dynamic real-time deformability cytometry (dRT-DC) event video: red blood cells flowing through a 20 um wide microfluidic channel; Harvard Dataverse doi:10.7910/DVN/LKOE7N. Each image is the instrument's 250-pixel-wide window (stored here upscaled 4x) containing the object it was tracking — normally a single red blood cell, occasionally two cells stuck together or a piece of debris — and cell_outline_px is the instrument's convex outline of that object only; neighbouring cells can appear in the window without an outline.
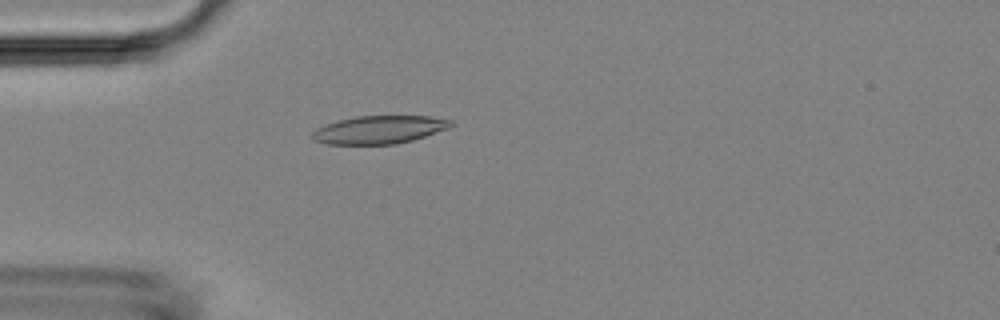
{"species": "Egyptian fruit bat (a non-hibernating species)", "species_latin": "Rousettus aegyptiacus", "temperature_condition": "room temperature", "stored_images_in_passage": 50, "camera_frame_rate_fps": 3000, "um_per_image_px": 0.085, "animal": {"sex": "female"}, "frame": {"image": 1, "passage_image": 14, "time_ms": 4.333, "image_size_px": [1000, 320], "cell_outline_px": [[452, 124], [448, 128], [412, 140], [396, 144], [324, 144], [312, 140], [312, 132], [316, 128], [324, 124], [356, 116], [428, 116], [452, 120]], "centroid_in_image_um": [32.18, 11.02], "position_along_channel_um": 52.8, "area_um2": 22.54}}
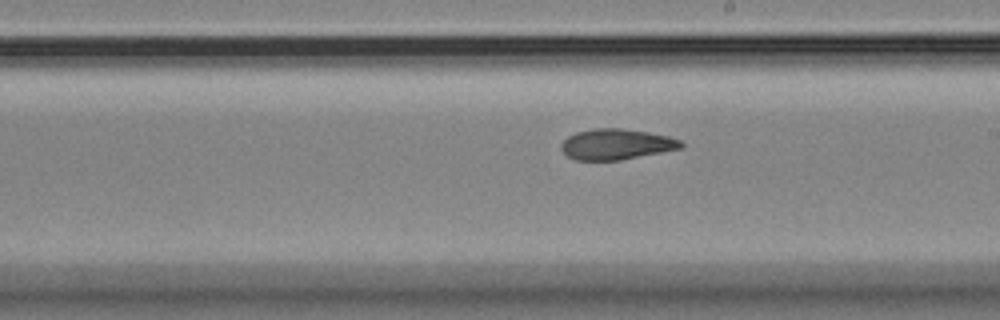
{"frame": {"image": 2, "passage_image": 28, "time_ms": 9.0, "image_size_px": [1000, 320], "cell_outline_px": [[684, 148], [620, 160], [576, 160], [568, 156], [560, 148], [560, 144], [568, 136], [576, 132], [596, 128], [620, 128], [648, 132], [668, 136], [680, 140], [684, 144]], "centroid_in_image_um": [52.4, 12.26], "position_along_channel_um": 236.6, "area_um2": 21.44}}
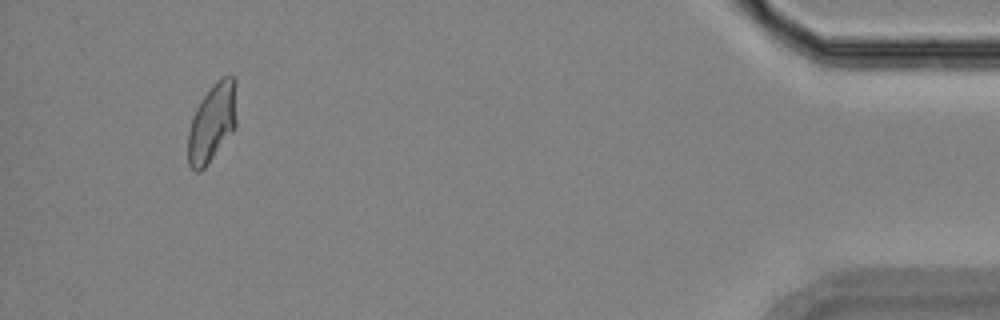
{"frame": {"image": 3, "passage_image": 46, "time_ms": 15.0, "image_size_px": [1000, 320], "cell_outline_px": [[236, 128], [204, 168], [200, 172], [196, 172], [188, 164], [188, 132], [192, 116], [196, 108], [204, 96], [224, 76], [232, 76], [236, 80]], "centroid_in_image_um": [18.04, 10.47], "position_along_channel_um": 417.2, "area_um2": 22.02}}